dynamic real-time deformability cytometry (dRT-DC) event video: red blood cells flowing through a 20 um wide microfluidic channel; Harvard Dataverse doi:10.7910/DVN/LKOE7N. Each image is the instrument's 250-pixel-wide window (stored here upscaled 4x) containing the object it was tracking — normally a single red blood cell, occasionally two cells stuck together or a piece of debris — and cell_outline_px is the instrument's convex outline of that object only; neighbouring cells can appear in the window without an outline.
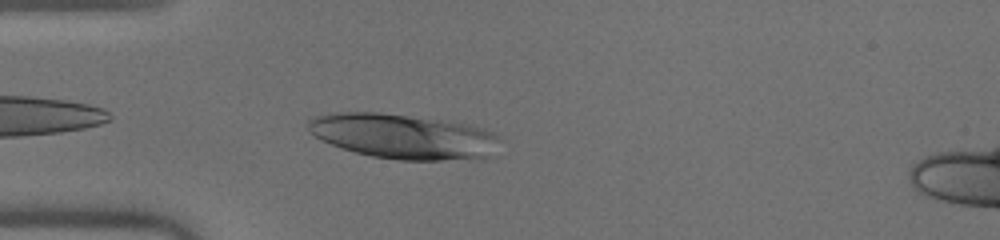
{"species": "human", "species_latin": "Homo sapiens", "temperature_condition": "warm", "stored_images_in_passage": 35, "camera_frame_rate_fps": 3000, "um_per_image_px": 0.085, "donor": {"sex": "male"}, "frame": {"image": 1, "passage_image": 2, "time_ms": 0.333, "image_size_px": [1000, 240], "cell_outline_px": [[500, 136], [488, 156], [440, 160], [400, 160], [372, 156], [356, 152], [332, 144], [316, 136], [308, 128], [308, 120], [316, 116], [332, 112], [380, 112], [440, 120], [468, 124], [484, 128]], "centroid_in_image_um": [34.24, 11.57], "position_along_channel_um": 50.8, "area_um2": 49.3}}
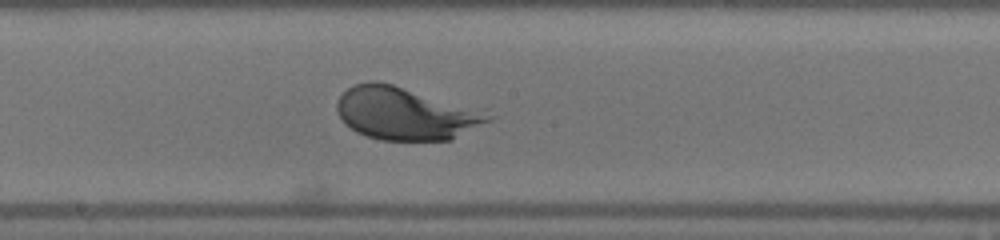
{"frame": {"image": 2, "passage_image": 15, "time_ms": 4.667, "image_size_px": [1000, 240], "cell_outline_px": [[496, 116], [492, 120], [452, 140], [380, 140], [356, 132], [344, 124], [336, 108], [336, 104], [340, 96], [348, 88], [356, 84], [368, 80], [376, 80], [392, 84], [484, 108]], "centroid_in_image_um": [34.56, 9.63], "position_along_channel_um": 213.6, "area_um2": 47.28}}
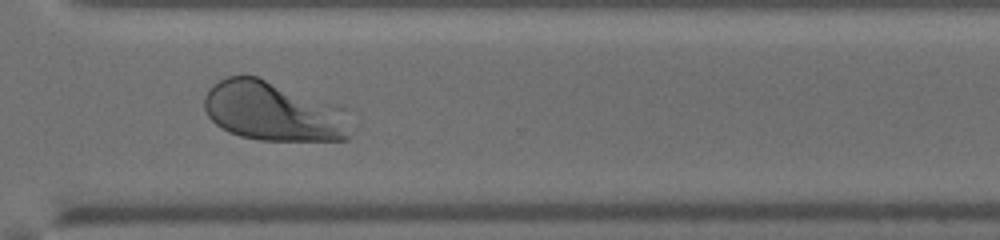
{"frame": {"image": 3, "passage_image": 25, "time_ms": 8.0, "image_size_px": [1000, 240], "cell_outline_px": [[348, 140], [260, 140], [240, 136], [228, 132], [216, 124], [208, 116], [204, 108], [204, 96], [208, 88], [220, 80], [228, 76], [256, 76], [332, 104], [348, 136]], "centroid_in_image_um": [23.0, 9.47], "position_along_channel_um": 347.6, "area_um2": 48.73}}